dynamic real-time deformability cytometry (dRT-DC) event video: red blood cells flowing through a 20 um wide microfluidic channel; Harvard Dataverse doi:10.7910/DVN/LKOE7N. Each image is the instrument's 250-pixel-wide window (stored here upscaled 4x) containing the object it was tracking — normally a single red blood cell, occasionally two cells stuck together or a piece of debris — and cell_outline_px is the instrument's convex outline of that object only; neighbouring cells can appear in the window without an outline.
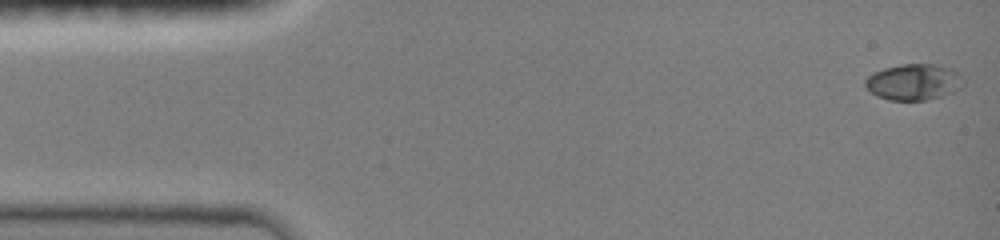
{"species": "common noctule bat (a hibernating species)", "species_latin": "Nyctalus noctula", "temperature_condition": "room temperature", "stored_images_in_passage": 5, "camera_frame_rate_fps": 3000, "um_per_image_px": 0.085, "animal": {"sex": "female", "body_mass_g": 19.0, "forearm_length_mm": 51.5}, "frame": {"image": 1, "passage_image": 1, "time_ms": 0.0, "image_size_px": [1000, 240], "cell_outline_px": [[964, 84], [960, 88], [952, 92], [928, 100], [888, 100], [876, 96], [864, 84], [864, 80], [872, 72], [884, 68], [900, 64], [940, 64], [956, 68], [960, 72], [964, 80]], "centroid_in_image_um": [77.71, 6.95], "position_along_channel_um": 7.3, "area_um2": 21.1}}
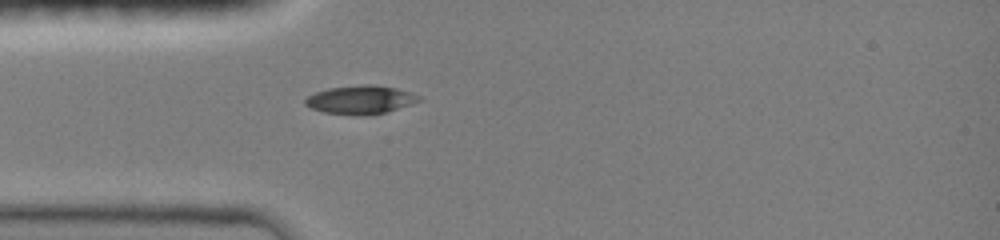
{"frame": {"image": 2, "passage_image": 5, "time_ms": 4.0, "image_size_px": [1000, 240], "cell_outline_px": [[420, 100], [388, 112], [364, 116], [356, 116], [324, 112], [312, 108], [304, 104], [304, 100], [308, 96], [316, 92], [328, 88], [364, 84], [372, 84], [396, 88], [420, 96]], "centroid_in_image_um": [30.61, 8.48], "position_along_channel_um": 54.4, "area_um2": 18.84}}